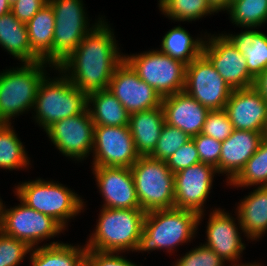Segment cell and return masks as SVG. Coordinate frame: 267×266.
<instances>
[{"mask_svg": "<svg viewBox=\"0 0 267 266\" xmlns=\"http://www.w3.org/2000/svg\"><path fill=\"white\" fill-rule=\"evenodd\" d=\"M199 162L200 157L192 139L182 145L166 160L168 168L173 173H177Z\"/></svg>", "mask_w": 267, "mask_h": 266, "instance_id": "f35d334b", "label": "cell"}, {"mask_svg": "<svg viewBox=\"0 0 267 266\" xmlns=\"http://www.w3.org/2000/svg\"><path fill=\"white\" fill-rule=\"evenodd\" d=\"M216 168L199 162L174 173V208L204 215V203L210 194Z\"/></svg>", "mask_w": 267, "mask_h": 266, "instance_id": "2e32d148", "label": "cell"}, {"mask_svg": "<svg viewBox=\"0 0 267 266\" xmlns=\"http://www.w3.org/2000/svg\"><path fill=\"white\" fill-rule=\"evenodd\" d=\"M224 110L234 130L263 134L267 121V100L254 87L232 90Z\"/></svg>", "mask_w": 267, "mask_h": 266, "instance_id": "ac0fdd59", "label": "cell"}, {"mask_svg": "<svg viewBox=\"0 0 267 266\" xmlns=\"http://www.w3.org/2000/svg\"><path fill=\"white\" fill-rule=\"evenodd\" d=\"M25 242L0 231V266H17L31 251Z\"/></svg>", "mask_w": 267, "mask_h": 266, "instance_id": "e575fe53", "label": "cell"}, {"mask_svg": "<svg viewBox=\"0 0 267 266\" xmlns=\"http://www.w3.org/2000/svg\"><path fill=\"white\" fill-rule=\"evenodd\" d=\"M94 127L87 109L81 114L53 123L45 132L64 156L78 161L87 158L93 150Z\"/></svg>", "mask_w": 267, "mask_h": 266, "instance_id": "4fadbf2b", "label": "cell"}, {"mask_svg": "<svg viewBox=\"0 0 267 266\" xmlns=\"http://www.w3.org/2000/svg\"><path fill=\"white\" fill-rule=\"evenodd\" d=\"M196 145L198 151L200 162L208 164L216 168L219 164L222 142L218 141L212 137L198 134L191 137Z\"/></svg>", "mask_w": 267, "mask_h": 266, "instance_id": "74e56055", "label": "cell"}, {"mask_svg": "<svg viewBox=\"0 0 267 266\" xmlns=\"http://www.w3.org/2000/svg\"><path fill=\"white\" fill-rule=\"evenodd\" d=\"M3 208L0 231L10 237L25 242L30 248L38 247L39 242L60 234L65 229L51 216L45 215L24 204Z\"/></svg>", "mask_w": 267, "mask_h": 266, "instance_id": "30bf717a", "label": "cell"}, {"mask_svg": "<svg viewBox=\"0 0 267 266\" xmlns=\"http://www.w3.org/2000/svg\"><path fill=\"white\" fill-rule=\"evenodd\" d=\"M232 0H207L211 8L218 13L219 11L228 10Z\"/></svg>", "mask_w": 267, "mask_h": 266, "instance_id": "7bdbcfd3", "label": "cell"}, {"mask_svg": "<svg viewBox=\"0 0 267 266\" xmlns=\"http://www.w3.org/2000/svg\"><path fill=\"white\" fill-rule=\"evenodd\" d=\"M31 51L43 62L51 65V50L55 28V15L47 2L26 24Z\"/></svg>", "mask_w": 267, "mask_h": 266, "instance_id": "d4e9b609", "label": "cell"}, {"mask_svg": "<svg viewBox=\"0 0 267 266\" xmlns=\"http://www.w3.org/2000/svg\"><path fill=\"white\" fill-rule=\"evenodd\" d=\"M124 60L161 98L184 91L186 64L180 60L157 49L138 55H124Z\"/></svg>", "mask_w": 267, "mask_h": 266, "instance_id": "9c48e42d", "label": "cell"}, {"mask_svg": "<svg viewBox=\"0 0 267 266\" xmlns=\"http://www.w3.org/2000/svg\"><path fill=\"white\" fill-rule=\"evenodd\" d=\"M207 37L209 38L204 39L203 54L230 88L234 90L253 87L254 78L248 72L246 59L232 41L225 34H208Z\"/></svg>", "mask_w": 267, "mask_h": 266, "instance_id": "5bb4252c", "label": "cell"}, {"mask_svg": "<svg viewBox=\"0 0 267 266\" xmlns=\"http://www.w3.org/2000/svg\"><path fill=\"white\" fill-rule=\"evenodd\" d=\"M164 124L162 106L130 114L128 127L140 156H149L154 151Z\"/></svg>", "mask_w": 267, "mask_h": 266, "instance_id": "7402d4cb", "label": "cell"}, {"mask_svg": "<svg viewBox=\"0 0 267 266\" xmlns=\"http://www.w3.org/2000/svg\"><path fill=\"white\" fill-rule=\"evenodd\" d=\"M165 123L179 128L190 137L201 133L210 112L185 91L162 98Z\"/></svg>", "mask_w": 267, "mask_h": 266, "instance_id": "ffe728a7", "label": "cell"}, {"mask_svg": "<svg viewBox=\"0 0 267 266\" xmlns=\"http://www.w3.org/2000/svg\"><path fill=\"white\" fill-rule=\"evenodd\" d=\"M240 230L251 240H257L267 231V186L257 187L240 200L237 207Z\"/></svg>", "mask_w": 267, "mask_h": 266, "instance_id": "603a6c76", "label": "cell"}, {"mask_svg": "<svg viewBox=\"0 0 267 266\" xmlns=\"http://www.w3.org/2000/svg\"><path fill=\"white\" fill-rule=\"evenodd\" d=\"M158 2L160 11L175 21H195L215 12L207 0H159Z\"/></svg>", "mask_w": 267, "mask_h": 266, "instance_id": "d6a6232c", "label": "cell"}, {"mask_svg": "<svg viewBox=\"0 0 267 266\" xmlns=\"http://www.w3.org/2000/svg\"><path fill=\"white\" fill-rule=\"evenodd\" d=\"M87 109L95 126H128L129 112L108 89L89 93Z\"/></svg>", "mask_w": 267, "mask_h": 266, "instance_id": "484cf974", "label": "cell"}, {"mask_svg": "<svg viewBox=\"0 0 267 266\" xmlns=\"http://www.w3.org/2000/svg\"><path fill=\"white\" fill-rule=\"evenodd\" d=\"M119 253L86 249V266H137Z\"/></svg>", "mask_w": 267, "mask_h": 266, "instance_id": "ab89813d", "label": "cell"}, {"mask_svg": "<svg viewBox=\"0 0 267 266\" xmlns=\"http://www.w3.org/2000/svg\"><path fill=\"white\" fill-rule=\"evenodd\" d=\"M263 134L248 130H234L222 142L217 173H224L229 184L242 170L247 161L257 151Z\"/></svg>", "mask_w": 267, "mask_h": 266, "instance_id": "44dd1931", "label": "cell"}, {"mask_svg": "<svg viewBox=\"0 0 267 266\" xmlns=\"http://www.w3.org/2000/svg\"><path fill=\"white\" fill-rule=\"evenodd\" d=\"M253 87L267 100V69L254 79Z\"/></svg>", "mask_w": 267, "mask_h": 266, "instance_id": "b9f144b4", "label": "cell"}, {"mask_svg": "<svg viewBox=\"0 0 267 266\" xmlns=\"http://www.w3.org/2000/svg\"><path fill=\"white\" fill-rule=\"evenodd\" d=\"M204 40L193 39L187 30L176 26L162 39L160 51L188 65L203 53Z\"/></svg>", "mask_w": 267, "mask_h": 266, "instance_id": "f1b7e54d", "label": "cell"}, {"mask_svg": "<svg viewBox=\"0 0 267 266\" xmlns=\"http://www.w3.org/2000/svg\"><path fill=\"white\" fill-rule=\"evenodd\" d=\"M246 59L249 74L255 79L267 69V35L258 30H245L226 35Z\"/></svg>", "mask_w": 267, "mask_h": 266, "instance_id": "83f0119b", "label": "cell"}, {"mask_svg": "<svg viewBox=\"0 0 267 266\" xmlns=\"http://www.w3.org/2000/svg\"><path fill=\"white\" fill-rule=\"evenodd\" d=\"M11 5H13L17 0H8Z\"/></svg>", "mask_w": 267, "mask_h": 266, "instance_id": "c3c4849f", "label": "cell"}, {"mask_svg": "<svg viewBox=\"0 0 267 266\" xmlns=\"http://www.w3.org/2000/svg\"><path fill=\"white\" fill-rule=\"evenodd\" d=\"M202 217V213L177 208L147 212L136 252L165 249L171 253L193 239Z\"/></svg>", "mask_w": 267, "mask_h": 266, "instance_id": "7a4b0ae2", "label": "cell"}, {"mask_svg": "<svg viewBox=\"0 0 267 266\" xmlns=\"http://www.w3.org/2000/svg\"><path fill=\"white\" fill-rule=\"evenodd\" d=\"M184 91L213 111L225 109L232 89L202 53L186 65Z\"/></svg>", "mask_w": 267, "mask_h": 266, "instance_id": "8fae6325", "label": "cell"}, {"mask_svg": "<svg viewBox=\"0 0 267 266\" xmlns=\"http://www.w3.org/2000/svg\"><path fill=\"white\" fill-rule=\"evenodd\" d=\"M11 124L0 123V168L16 170L29 166V157Z\"/></svg>", "mask_w": 267, "mask_h": 266, "instance_id": "f546056e", "label": "cell"}, {"mask_svg": "<svg viewBox=\"0 0 267 266\" xmlns=\"http://www.w3.org/2000/svg\"><path fill=\"white\" fill-rule=\"evenodd\" d=\"M240 264H241V265H239V264H237V265L234 264V265H232V266H262L260 263H256V262L253 263V264H252V263H246V264L243 263V264H242V263L240 262Z\"/></svg>", "mask_w": 267, "mask_h": 266, "instance_id": "f6af8a7d", "label": "cell"}, {"mask_svg": "<svg viewBox=\"0 0 267 266\" xmlns=\"http://www.w3.org/2000/svg\"><path fill=\"white\" fill-rule=\"evenodd\" d=\"M191 140V137L179 128L164 124L152 158L166 161L176 150Z\"/></svg>", "mask_w": 267, "mask_h": 266, "instance_id": "836d02e7", "label": "cell"}, {"mask_svg": "<svg viewBox=\"0 0 267 266\" xmlns=\"http://www.w3.org/2000/svg\"><path fill=\"white\" fill-rule=\"evenodd\" d=\"M92 167H127L138 160L128 126H95Z\"/></svg>", "mask_w": 267, "mask_h": 266, "instance_id": "7c38bea8", "label": "cell"}, {"mask_svg": "<svg viewBox=\"0 0 267 266\" xmlns=\"http://www.w3.org/2000/svg\"><path fill=\"white\" fill-rule=\"evenodd\" d=\"M209 217L206 228L207 242L203 245L212 249L224 262L237 264L245 244L242 243L235 218L220 208L213 210Z\"/></svg>", "mask_w": 267, "mask_h": 266, "instance_id": "d6986e66", "label": "cell"}, {"mask_svg": "<svg viewBox=\"0 0 267 266\" xmlns=\"http://www.w3.org/2000/svg\"><path fill=\"white\" fill-rule=\"evenodd\" d=\"M62 75L54 79L45 75L37 89L34 118L44 131L59 120L85 112L88 107V94Z\"/></svg>", "mask_w": 267, "mask_h": 266, "instance_id": "277c9868", "label": "cell"}, {"mask_svg": "<svg viewBox=\"0 0 267 266\" xmlns=\"http://www.w3.org/2000/svg\"><path fill=\"white\" fill-rule=\"evenodd\" d=\"M234 131L227 112L223 110L210 111L206 117L201 134L218 141H225Z\"/></svg>", "mask_w": 267, "mask_h": 266, "instance_id": "d590c367", "label": "cell"}, {"mask_svg": "<svg viewBox=\"0 0 267 266\" xmlns=\"http://www.w3.org/2000/svg\"><path fill=\"white\" fill-rule=\"evenodd\" d=\"M130 169L142 210L147 213L174 208V173L166 161L140 156Z\"/></svg>", "mask_w": 267, "mask_h": 266, "instance_id": "52a82bcc", "label": "cell"}, {"mask_svg": "<svg viewBox=\"0 0 267 266\" xmlns=\"http://www.w3.org/2000/svg\"><path fill=\"white\" fill-rule=\"evenodd\" d=\"M95 232L85 244L96 251H136L146 212L142 209H101Z\"/></svg>", "mask_w": 267, "mask_h": 266, "instance_id": "3957f363", "label": "cell"}, {"mask_svg": "<svg viewBox=\"0 0 267 266\" xmlns=\"http://www.w3.org/2000/svg\"><path fill=\"white\" fill-rule=\"evenodd\" d=\"M104 208L141 209L134 178L127 167H93Z\"/></svg>", "mask_w": 267, "mask_h": 266, "instance_id": "e0dca14e", "label": "cell"}, {"mask_svg": "<svg viewBox=\"0 0 267 266\" xmlns=\"http://www.w3.org/2000/svg\"><path fill=\"white\" fill-rule=\"evenodd\" d=\"M86 249L60 242L46 243L31 249L30 262L32 266H86Z\"/></svg>", "mask_w": 267, "mask_h": 266, "instance_id": "4316f807", "label": "cell"}, {"mask_svg": "<svg viewBox=\"0 0 267 266\" xmlns=\"http://www.w3.org/2000/svg\"><path fill=\"white\" fill-rule=\"evenodd\" d=\"M227 11L232 23L247 29L267 23V0H232Z\"/></svg>", "mask_w": 267, "mask_h": 266, "instance_id": "1f68e13d", "label": "cell"}, {"mask_svg": "<svg viewBox=\"0 0 267 266\" xmlns=\"http://www.w3.org/2000/svg\"><path fill=\"white\" fill-rule=\"evenodd\" d=\"M0 45L22 63L41 61L31 51L26 24L20 22L11 11L0 16Z\"/></svg>", "mask_w": 267, "mask_h": 266, "instance_id": "cb8c5ba5", "label": "cell"}, {"mask_svg": "<svg viewBox=\"0 0 267 266\" xmlns=\"http://www.w3.org/2000/svg\"><path fill=\"white\" fill-rule=\"evenodd\" d=\"M263 138L267 139V121H266L264 131H263Z\"/></svg>", "mask_w": 267, "mask_h": 266, "instance_id": "7dc6e473", "label": "cell"}, {"mask_svg": "<svg viewBox=\"0 0 267 266\" xmlns=\"http://www.w3.org/2000/svg\"><path fill=\"white\" fill-rule=\"evenodd\" d=\"M82 0H48L55 15L51 65L55 68L66 59L103 17L89 27Z\"/></svg>", "mask_w": 267, "mask_h": 266, "instance_id": "ba28073f", "label": "cell"}, {"mask_svg": "<svg viewBox=\"0 0 267 266\" xmlns=\"http://www.w3.org/2000/svg\"><path fill=\"white\" fill-rule=\"evenodd\" d=\"M224 263L212 249L201 244L187 252L173 266H225Z\"/></svg>", "mask_w": 267, "mask_h": 266, "instance_id": "8d00e7d4", "label": "cell"}, {"mask_svg": "<svg viewBox=\"0 0 267 266\" xmlns=\"http://www.w3.org/2000/svg\"><path fill=\"white\" fill-rule=\"evenodd\" d=\"M227 185L234 187L267 186V139L261 140L257 151Z\"/></svg>", "mask_w": 267, "mask_h": 266, "instance_id": "4dcf8cb0", "label": "cell"}, {"mask_svg": "<svg viewBox=\"0 0 267 266\" xmlns=\"http://www.w3.org/2000/svg\"><path fill=\"white\" fill-rule=\"evenodd\" d=\"M15 195L24 204L45 215L51 216L64 229L67 220L83 210V199L63 184L41 180L23 182L15 187Z\"/></svg>", "mask_w": 267, "mask_h": 266, "instance_id": "8992f818", "label": "cell"}, {"mask_svg": "<svg viewBox=\"0 0 267 266\" xmlns=\"http://www.w3.org/2000/svg\"><path fill=\"white\" fill-rule=\"evenodd\" d=\"M111 30L104 19L101 20L77 48L55 67L87 94L108 89L114 70L124 60Z\"/></svg>", "mask_w": 267, "mask_h": 266, "instance_id": "6da1fadb", "label": "cell"}, {"mask_svg": "<svg viewBox=\"0 0 267 266\" xmlns=\"http://www.w3.org/2000/svg\"><path fill=\"white\" fill-rule=\"evenodd\" d=\"M43 61L23 63L22 67L0 73V123L34 108L38 86L46 73ZM44 69V70H43Z\"/></svg>", "mask_w": 267, "mask_h": 266, "instance_id": "5b68a950", "label": "cell"}, {"mask_svg": "<svg viewBox=\"0 0 267 266\" xmlns=\"http://www.w3.org/2000/svg\"><path fill=\"white\" fill-rule=\"evenodd\" d=\"M108 90L129 114L159 107L162 103V98L155 89L140 79L125 60L114 70Z\"/></svg>", "mask_w": 267, "mask_h": 266, "instance_id": "9a60e30c", "label": "cell"}, {"mask_svg": "<svg viewBox=\"0 0 267 266\" xmlns=\"http://www.w3.org/2000/svg\"><path fill=\"white\" fill-rule=\"evenodd\" d=\"M3 208H4V205H3L2 200L0 199V222H1V218H2Z\"/></svg>", "mask_w": 267, "mask_h": 266, "instance_id": "bcb514c9", "label": "cell"}, {"mask_svg": "<svg viewBox=\"0 0 267 266\" xmlns=\"http://www.w3.org/2000/svg\"><path fill=\"white\" fill-rule=\"evenodd\" d=\"M48 0H17L11 5V12L20 21L27 24Z\"/></svg>", "mask_w": 267, "mask_h": 266, "instance_id": "60d3db41", "label": "cell"}, {"mask_svg": "<svg viewBox=\"0 0 267 266\" xmlns=\"http://www.w3.org/2000/svg\"><path fill=\"white\" fill-rule=\"evenodd\" d=\"M11 11V4L8 0H0V16Z\"/></svg>", "mask_w": 267, "mask_h": 266, "instance_id": "ee69618b", "label": "cell"}]
</instances>
